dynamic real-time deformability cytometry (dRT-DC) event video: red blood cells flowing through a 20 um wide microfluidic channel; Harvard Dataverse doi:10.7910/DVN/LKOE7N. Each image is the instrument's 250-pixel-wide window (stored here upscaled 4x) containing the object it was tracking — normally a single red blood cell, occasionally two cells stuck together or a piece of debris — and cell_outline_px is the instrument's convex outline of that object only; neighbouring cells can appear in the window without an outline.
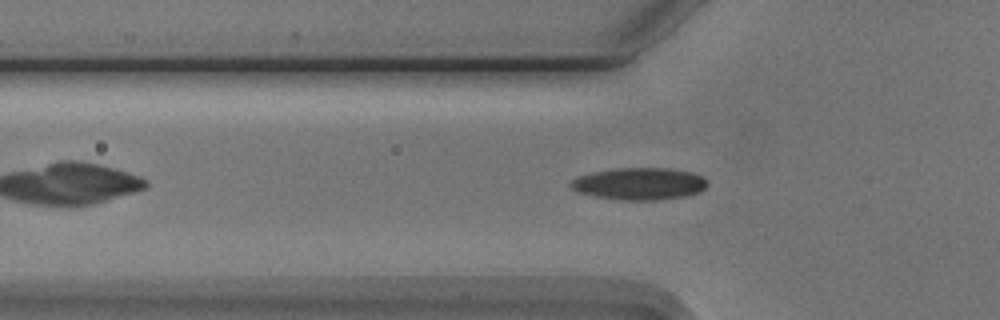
{"species": "Egyptian fruit bat (a non-hibernating species)", "species_latin": "Rousettus aegyptiacus", "temperature_condition": "cold", "stored_images_in_passage": 34, "camera_frame_rate_fps": 3000, "um_per_image_px": 0.085, "animal": {"sex": "male"}, "frame": {"image": 1, "passage_image": 3, "time_ms": 0.667, "image_size_px": [1000, 320], "cell_outline_px": [[708, 184], [700, 192], [684, 196], [656, 200], [620, 200], [592, 196], [576, 192], [568, 184], [572, 180], [580, 176], [592, 172], [616, 168], [672, 168], [692, 172], [700, 176]], "centroid_in_image_um": [54.31, 15.62], "position_along_channel_um": 71.5, "area_um2": 25.61}}
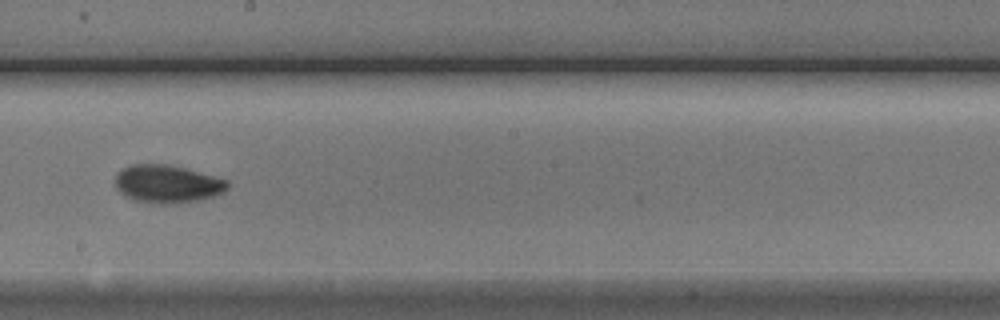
{"frame": {"image": 2, "passage_image": 16, "time_ms": 5.0, "image_size_px": [1000, 320], "cell_outline_px": [[228, 188], [224, 192], [216, 196], [200, 200], [176, 204], [160, 204], [136, 200], [120, 192], [116, 188], [116, 176], [120, 168], [132, 164], [164, 164], [184, 168], [228, 180]], "centroid_in_image_um": [14.24, 15.64], "position_along_channel_um": 234.0, "area_um2": 24.8}}
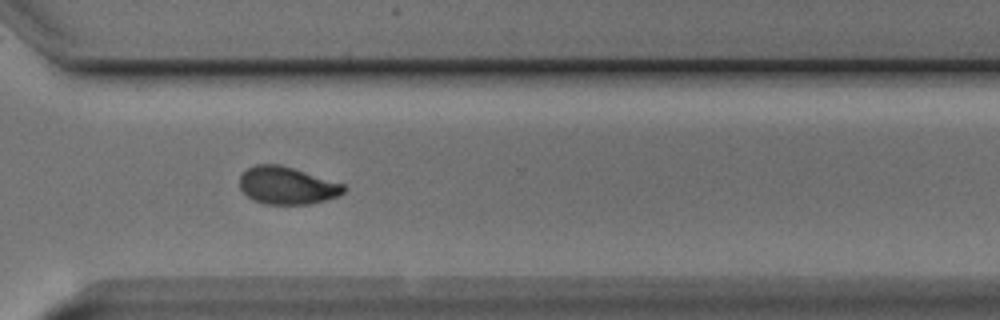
{"frame": {"image": 3, "passage_image": 25, "time_ms": 8.0, "image_size_px": [1000, 320], "cell_outline_px": [[348, 188], [340, 196], [308, 204], [264, 204], [252, 200], [240, 188], [240, 176], [248, 168], [256, 164], [280, 164], [344, 184]], "centroid_in_image_um": [24.41, 15.77], "position_along_channel_um": 346.2, "area_um2": 22.72}}